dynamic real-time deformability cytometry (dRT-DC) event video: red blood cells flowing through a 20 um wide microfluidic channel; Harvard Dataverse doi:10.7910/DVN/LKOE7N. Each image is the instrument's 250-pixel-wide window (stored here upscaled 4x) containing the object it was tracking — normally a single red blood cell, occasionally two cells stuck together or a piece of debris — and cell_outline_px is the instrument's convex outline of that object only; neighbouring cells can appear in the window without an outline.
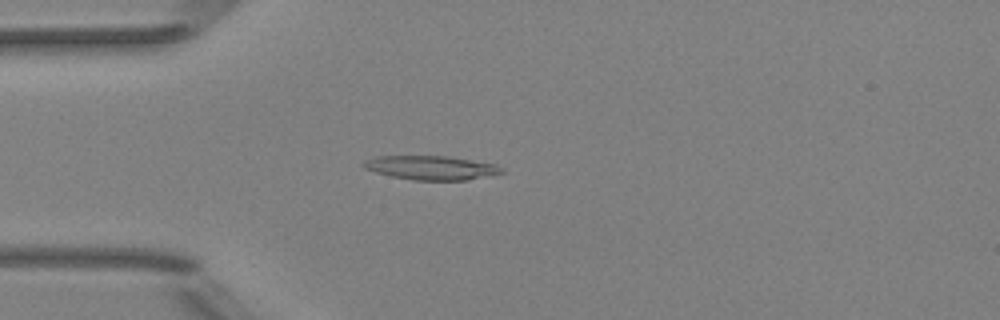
{"species": "Egyptian fruit bat (a non-hibernating species)", "species_latin": "Rousettus aegyptiacus", "temperature_condition": "room temperature", "stored_images_in_passage": 4, "camera_frame_rate_fps": 3000, "um_per_image_px": 0.085, "animal": {"sex": "female"}, "frame": {"image": 1, "passage_image": 4, "time_ms": 4.333, "image_size_px": [1000, 320], "cell_outline_px": [[504, 172], [468, 180], [412, 180], [392, 176], [376, 172], [364, 168], [360, 164], [364, 160], [376, 156], [448, 156], [496, 164], [504, 168]], "centroid_in_image_um": [36.64, 14.25], "position_along_channel_um": 48.4, "area_um2": 19.36}}